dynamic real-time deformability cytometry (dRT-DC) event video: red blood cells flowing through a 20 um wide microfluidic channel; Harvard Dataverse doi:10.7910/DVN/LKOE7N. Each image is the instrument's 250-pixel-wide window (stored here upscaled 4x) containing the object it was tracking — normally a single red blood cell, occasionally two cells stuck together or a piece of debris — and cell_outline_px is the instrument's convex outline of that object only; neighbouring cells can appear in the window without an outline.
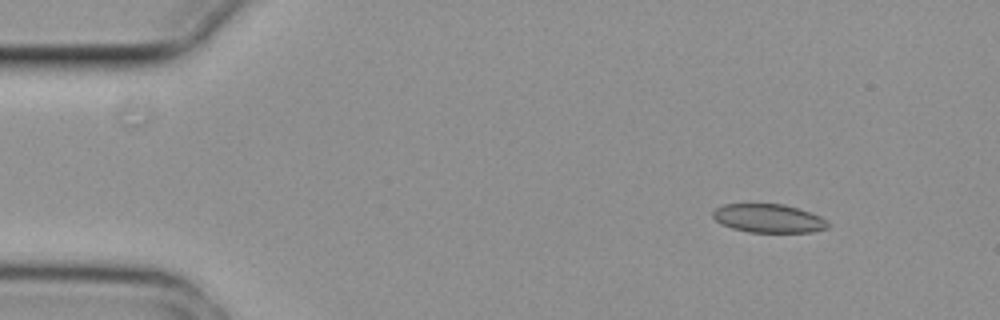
{"species": "common noctule bat (a hibernating species)", "species_latin": "Nyctalus noctula", "temperature_condition": "cold", "stored_images_in_passage": 7, "camera_frame_rate_fps": 3000, "um_per_image_px": 0.085, "animal": {"sex": "female", "body_mass_g": 29.2, "forearm_length_mm": 56.3}, "frame": {"image": 1, "passage_image": 2, "time_ms": 0.333, "image_size_px": [1000, 320], "cell_outline_px": [[828, 228], [812, 232], [748, 232], [732, 228], [720, 224], [712, 216], [712, 212], [716, 208], [724, 204], [784, 204], [820, 216], [828, 220]], "centroid_in_image_um": [65.31, 18.56], "position_along_channel_um": 19.7, "area_um2": 19.13}}
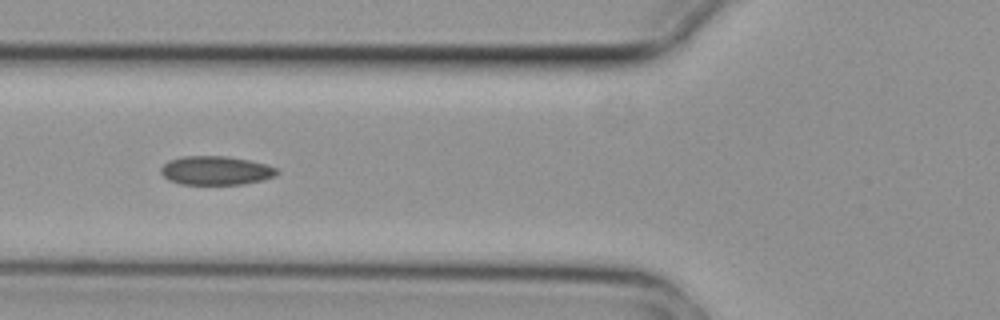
{"frame": {"image": 2, "passage_image": 6, "time_ms": 1.667, "image_size_px": [1000, 320], "cell_outline_px": [[280, 172], [276, 176], [264, 180], [244, 184], [180, 184], [168, 180], [160, 172], [160, 168], [168, 160], [184, 156], [228, 156], [248, 160], [264, 164], [276, 168]], "centroid_in_image_um": [18.35, 14.5], "position_along_channel_um": 107.5, "area_um2": 19.59}}
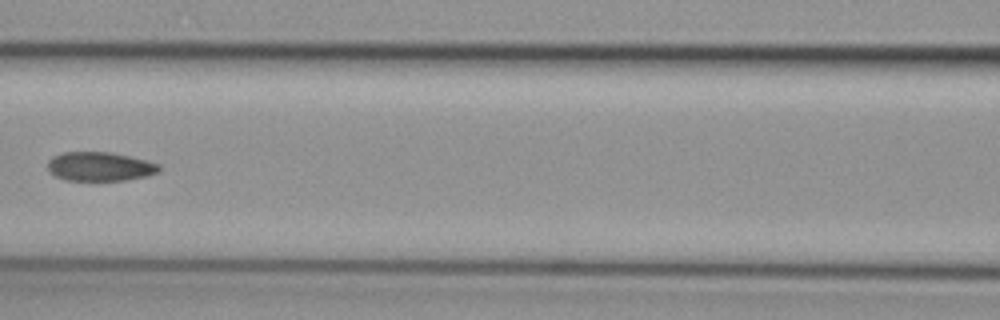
{"frame": {"image": 3, "passage_image": 7, "time_ms": 2.0, "image_size_px": [1000, 320], "cell_outline_px": [[160, 172], [148, 176], [124, 180], [64, 180], [48, 172], [48, 160], [52, 156], [64, 152], [112, 152], [160, 164]], "centroid_in_image_um": [8.48, 14.15], "position_along_channel_um": 158.1, "area_um2": 18.9}}